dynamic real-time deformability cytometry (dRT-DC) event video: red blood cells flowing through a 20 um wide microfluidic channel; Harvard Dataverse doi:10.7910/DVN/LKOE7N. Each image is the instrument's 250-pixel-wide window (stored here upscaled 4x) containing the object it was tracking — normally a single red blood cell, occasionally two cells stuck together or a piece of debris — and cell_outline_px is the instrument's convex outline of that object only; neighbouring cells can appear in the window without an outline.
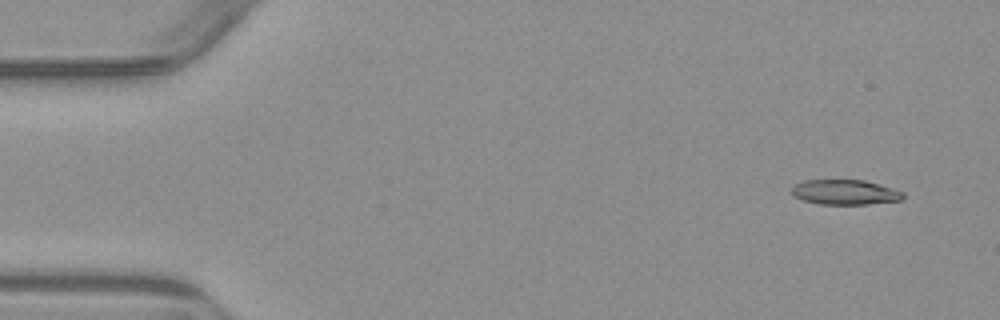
{"species": "common noctule bat (a hibernating species)", "species_latin": "Nyctalus noctula", "temperature_condition": "warm", "stored_images_in_passage": 4, "camera_frame_rate_fps": 3000, "um_per_image_px": 0.085, "animal": {"sex": "male", "body_mass_g": 23.1, "forearm_length_mm": 52.7}, "frame": {"image": 1, "passage_image": 1, "time_ms": 0.0, "image_size_px": [1000, 320], "cell_outline_px": [[904, 196], [900, 200], [868, 204], [820, 204], [804, 200], [792, 196], [792, 188], [796, 184], [804, 180], [864, 180], [892, 188], [904, 192]], "centroid_in_image_um": [71.82, 16.33], "position_along_channel_um": 13.2, "area_um2": 16.07}}